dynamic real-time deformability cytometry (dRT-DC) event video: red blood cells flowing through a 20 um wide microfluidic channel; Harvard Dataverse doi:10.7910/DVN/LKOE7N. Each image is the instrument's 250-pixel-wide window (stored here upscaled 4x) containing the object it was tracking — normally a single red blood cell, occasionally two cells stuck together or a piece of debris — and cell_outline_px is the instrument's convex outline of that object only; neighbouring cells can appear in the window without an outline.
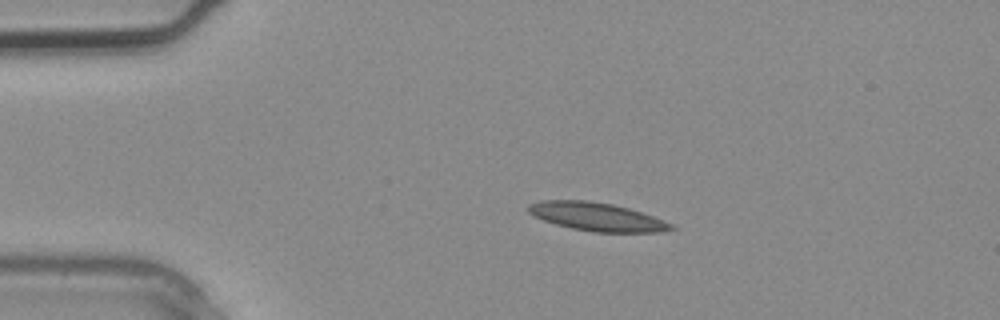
{"species": "common noctule bat (a hibernating species)", "species_latin": "Nyctalus noctula", "temperature_condition": "warm", "stored_images_in_passage": 1, "camera_frame_rate_fps": 3000, "um_per_image_px": 0.085, "animal": {"sex": "male", "body_mass_g": 20.4}, "frame": {"image": 1, "passage_image": 1, "time_ms": 0.0, "image_size_px": [1000, 320], "cell_outline_px": [[676, 228], [660, 232], [592, 232], [572, 228], [556, 224], [532, 216], [528, 212], [528, 204], [540, 200], [584, 200], [612, 204], [628, 208], [664, 220], [672, 224]], "centroid_in_image_um": [50.7, 18.42], "position_along_channel_um": 34.3, "area_um2": 23.47}}